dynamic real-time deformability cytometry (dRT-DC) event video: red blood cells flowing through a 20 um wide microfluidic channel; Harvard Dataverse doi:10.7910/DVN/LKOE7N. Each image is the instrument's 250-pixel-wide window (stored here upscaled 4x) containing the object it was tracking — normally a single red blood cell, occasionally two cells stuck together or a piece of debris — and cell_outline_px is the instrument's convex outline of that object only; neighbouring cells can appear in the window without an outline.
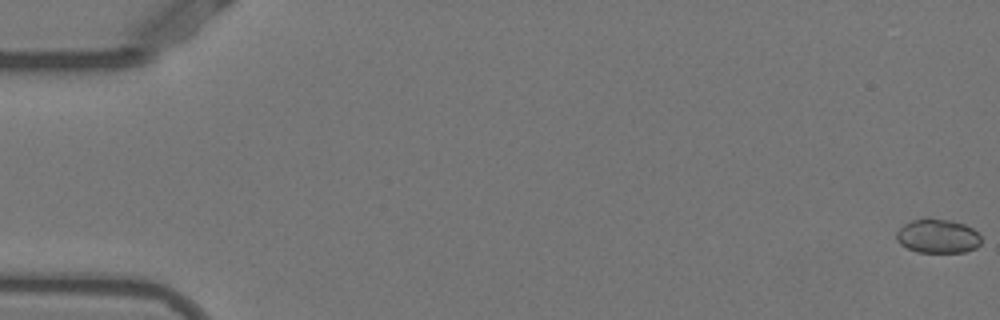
{"species": "Egyptian fruit bat (a non-hibernating species)", "species_latin": "Rousettus aegyptiacus", "temperature_condition": "warm", "stored_images_in_passage": 47, "camera_frame_rate_fps": 3000, "um_per_image_px": 0.085, "animal": {"sex": "female"}, "frame": {"image": 1, "passage_image": 1, "time_ms": 0.0, "image_size_px": [1000, 320], "cell_outline_px": [[980, 244], [976, 248], [964, 252], [916, 252], [900, 244], [896, 240], [896, 232], [904, 224], [912, 220], [952, 220], [964, 224], [972, 228], [980, 236]], "centroid_in_image_um": [79.7, 20.09], "position_along_channel_um": 5.3, "area_um2": 16.53}}
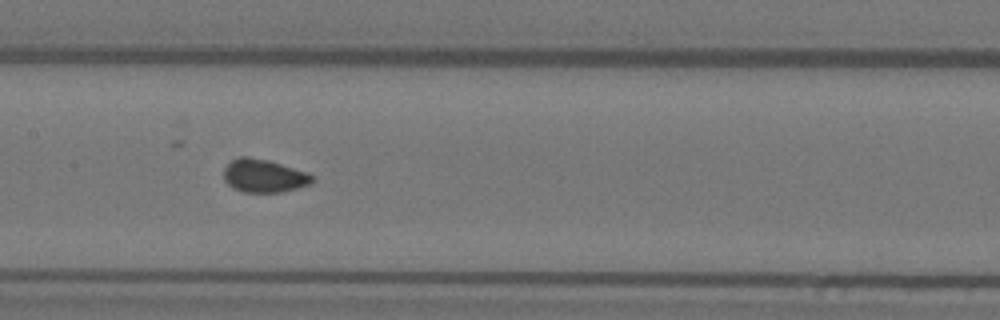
{"frame": {"image": 2, "passage_image": 27, "time_ms": 8.667, "image_size_px": [1000, 320], "cell_outline_px": [[316, 176], [312, 184], [280, 192], [244, 192], [232, 188], [224, 180], [224, 168], [236, 156], [248, 156], [268, 160], [308, 172]], "centroid_in_image_um": [22.45, 14.94], "position_along_channel_um": 185.0, "area_um2": 17.28}}
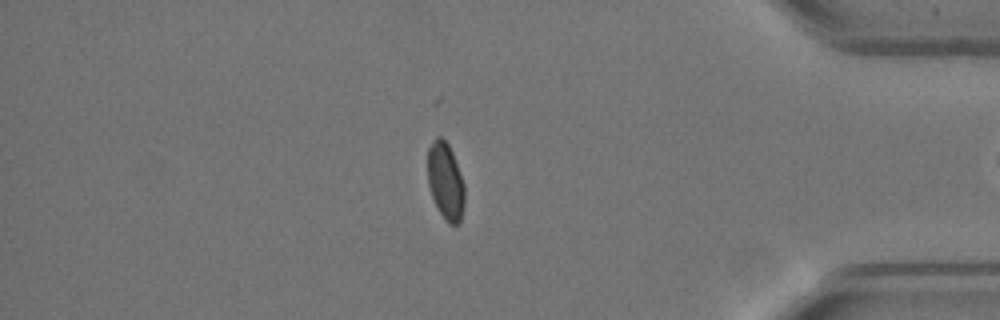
{"frame": {"image": 3, "passage_image": 46, "time_ms": 15.0, "image_size_px": [1000, 320], "cell_outline_px": [[464, 204], [460, 220], [456, 224], [448, 224], [444, 220], [432, 196], [428, 184], [428, 148], [432, 140], [436, 136], [440, 136], [448, 144], [452, 152], [464, 184]], "centroid_in_image_um": [37.86, 15.38], "position_along_channel_um": 397.3, "area_um2": 16.42}}